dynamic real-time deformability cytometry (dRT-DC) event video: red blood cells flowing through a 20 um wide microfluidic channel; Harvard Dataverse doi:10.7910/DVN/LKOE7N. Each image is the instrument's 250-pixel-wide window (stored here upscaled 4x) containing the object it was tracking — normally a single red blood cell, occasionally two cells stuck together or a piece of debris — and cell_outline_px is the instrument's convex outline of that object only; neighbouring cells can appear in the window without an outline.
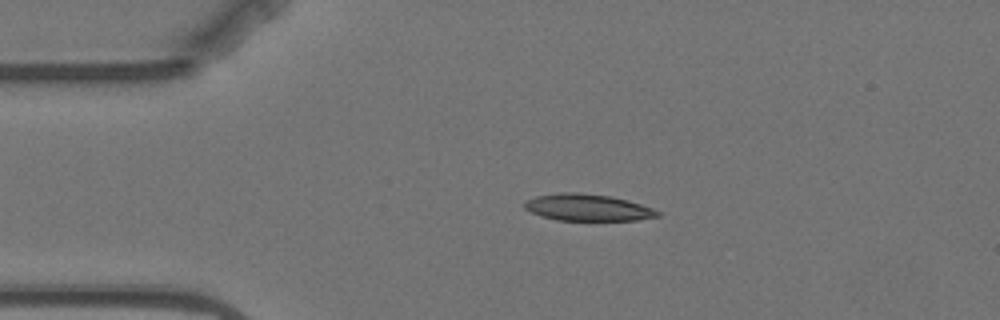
{"species": "Egyptian fruit bat (a non-hibernating species)", "species_latin": "Rousettus aegyptiacus", "temperature_condition": "warm", "stored_images_in_passage": 3, "camera_frame_rate_fps": 3000, "um_per_image_px": 0.085, "animal": {"sex": "female"}, "frame": {"image": 1, "passage_image": 2, "time_ms": 2.0, "image_size_px": [1000, 320], "cell_outline_px": [[660, 216], [636, 220], [556, 220], [532, 212], [524, 208], [524, 200], [536, 196], [560, 192], [576, 192], [612, 196], [628, 200], [652, 208], [660, 212]], "centroid_in_image_um": [49.94, 17.63], "position_along_channel_um": 35.1, "area_um2": 20.69}}